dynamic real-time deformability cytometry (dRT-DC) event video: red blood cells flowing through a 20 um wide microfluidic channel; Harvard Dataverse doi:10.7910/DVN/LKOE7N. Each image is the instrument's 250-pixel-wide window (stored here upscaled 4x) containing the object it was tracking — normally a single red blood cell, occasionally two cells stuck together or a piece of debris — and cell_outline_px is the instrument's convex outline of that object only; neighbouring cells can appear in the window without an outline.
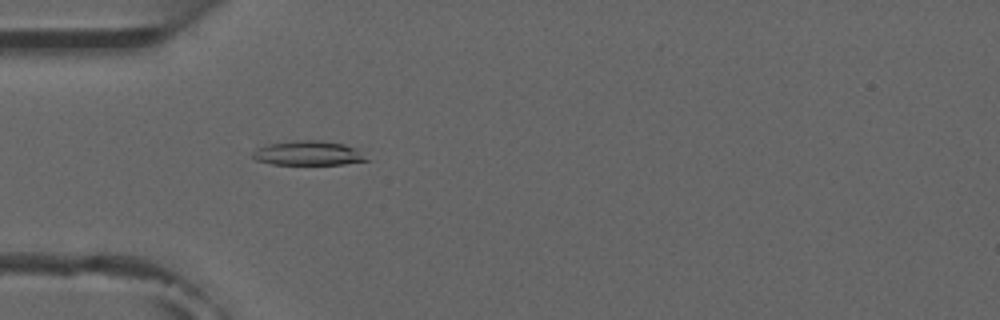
{"species": "common noctule bat (a hibernating species)", "species_latin": "Nyctalus noctula", "temperature_condition": "room temperature", "stored_images_in_passage": 5, "camera_frame_rate_fps": 3000, "um_per_image_px": 0.085, "animal": {"sex": "male", "forearm_length_mm": 52.5}, "frame": {"image": 1, "passage_image": 5, "time_ms": 4.667, "image_size_px": [1000, 320], "cell_outline_px": [[372, 160], [344, 164], [272, 164], [256, 160], [252, 156], [252, 152], [256, 148], [268, 144], [296, 140], [320, 140], [344, 144], [356, 148]], "centroid_in_image_um": [26.23, 13.02], "position_along_channel_um": 58.8, "area_um2": 16.3}}